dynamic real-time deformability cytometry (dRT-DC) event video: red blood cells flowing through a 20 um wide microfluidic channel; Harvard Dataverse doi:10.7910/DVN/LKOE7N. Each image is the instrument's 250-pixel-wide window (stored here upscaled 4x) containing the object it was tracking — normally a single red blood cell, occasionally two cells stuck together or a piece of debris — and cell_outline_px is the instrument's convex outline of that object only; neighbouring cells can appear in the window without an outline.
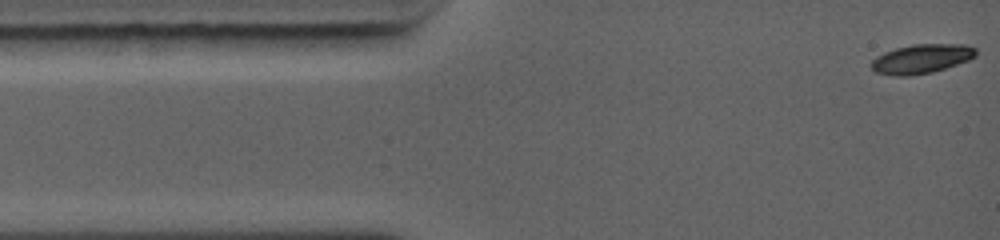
{"species": "common noctule bat (a hibernating species)", "species_latin": "Nyctalus noctula", "temperature_condition": "warm", "stored_images_in_passage": 8, "camera_frame_rate_fps": 5000, "um_per_image_px": 0.085, "animal": {"sex": "female", "body_mass_g": 19.0, "forearm_length_mm": 56.7}, "frame": {"image": 1, "passage_image": 1, "time_ms": 0.0, "image_size_px": [1000, 240], "cell_outline_px": [[976, 56], [968, 60], [932, 72], [908, 76], [892, 76], [876, 72], [872, 68], [872, 60], [876, 56], [884, 52], [896, 48], [912, 44], [964, 44], [976, 48]], "centroid_in_image_um": [78.31, 4.99], "position_along_channel_um": 6.7, "area_um2": 17.74}}